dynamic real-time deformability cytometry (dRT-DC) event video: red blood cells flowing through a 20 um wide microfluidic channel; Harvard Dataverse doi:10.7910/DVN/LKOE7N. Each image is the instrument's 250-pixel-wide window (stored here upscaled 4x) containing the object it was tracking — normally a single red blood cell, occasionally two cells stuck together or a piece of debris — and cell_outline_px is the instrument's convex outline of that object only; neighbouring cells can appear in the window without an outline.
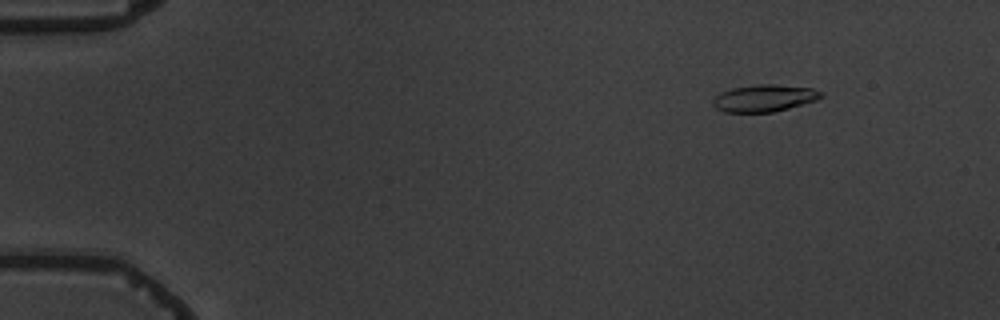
{"species": "common noctule bat (a hibernating species)", "species_latin": "Nyctalus noctula", "temperature_condition": "warm", "stored_images_in_passage": 5, "camera_frame_rate_fps": 3000, "um_per_image_px": 0.085, "animal": {"sex": "male", "body_mass_g": 19.5, "forearm_length_mm": 54.6}, "frame": {"image": 1, "passage_image": 2, "time_ms": 1.0, "image_size_px": [1000, 320], "cell_outline_px": [[824, 96], [816, 100], [788, 108], [772, 112], [724, 112], [716, 108], [712, 104], [712, 100], [720, 92], [732, 88], [756, 84], [776, 84], [812, 88], [824, 92]], "centroid_in_image_um": [64.96, 8.33], "position_along_channel_um": 20.0, "area_um2": 17.11}}